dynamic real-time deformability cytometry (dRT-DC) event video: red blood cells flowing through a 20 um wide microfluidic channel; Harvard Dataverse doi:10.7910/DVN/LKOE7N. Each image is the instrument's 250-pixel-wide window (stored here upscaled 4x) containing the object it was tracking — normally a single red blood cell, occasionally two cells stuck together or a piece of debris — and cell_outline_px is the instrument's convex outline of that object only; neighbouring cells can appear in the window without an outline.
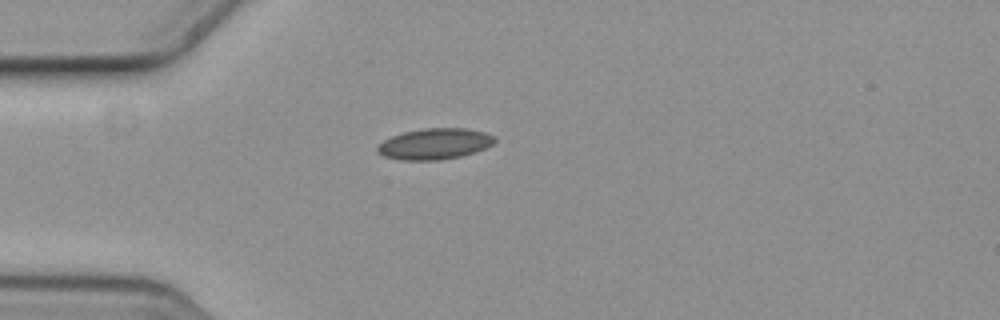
{"species": "common noctule bat (a hibernating species)", "species_latin": "Nyctalus noctula", "temperature_condition": "cold", "stored_images_in_passage": 1, "camera_frame_rate_fps": 3000, "um_per_image_px": 0.085, "animal": {"sex": "female", "body_mass_g": 19.3, "forearm_length_mm": 54.1}, "frame": {"image": 1, "passage_image": 1, "time_ms": 0.0, "image_size_px": [1000, 320], "cell_outline_px": [[496, 140], [492, 144], [476, 152], [460, 156], [440, 160], [400, 160], [384, 156], [376, 152], [376, 148], [384, 140], [392, 136], [404, 132], [424, 128], [464, 128], [484, 132], [496, 136]], "centroid_in_image_um": [36.95, 12.23], "position_along_channel_um": 48.1, "area_um2": 21.15}}